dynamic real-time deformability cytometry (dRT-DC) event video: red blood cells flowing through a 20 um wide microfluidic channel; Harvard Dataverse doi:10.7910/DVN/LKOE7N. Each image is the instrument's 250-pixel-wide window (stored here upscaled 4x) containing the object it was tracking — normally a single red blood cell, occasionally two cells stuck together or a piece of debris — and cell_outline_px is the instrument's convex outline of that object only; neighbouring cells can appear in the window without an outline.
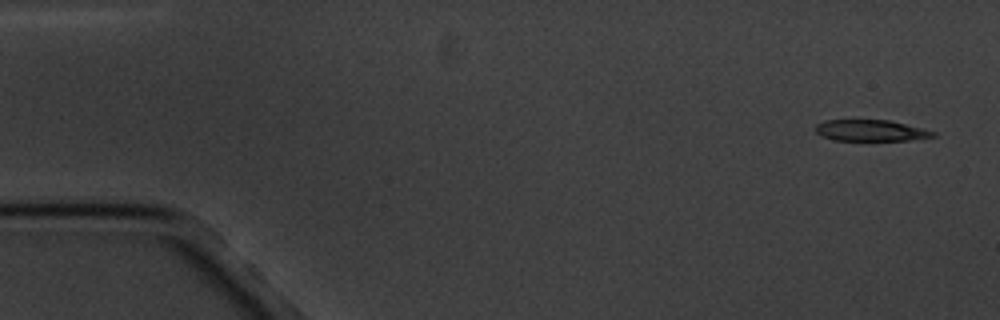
{"species": "common noctule bat (a hibernating species)", "species_latin": "Nyctalus noctula", "temperature_condition": "cold", "stored_images_in_passage": 5, "camera_frame_rate_fps": 3000, "um_per_image_px": 0.085, "animal": {"sex": "male", "body_mass_g": 20.1, "forearm_length_mm": 53.5}, "frame": {"image": 1, "passage_image": 1, "time_ms": 0.0, "image_size_px": [1000, 320], "cell_outline_px": [[936, 136], [908, 140], [832, 140], [820, 136], [816, 132], [816, 124], [824, 120], [888, 120], [936, 132]], "centroid_in_image_um": [73.95, 11.09], "position_along_channel_um": 11.0, "area_um2": 14.39}}
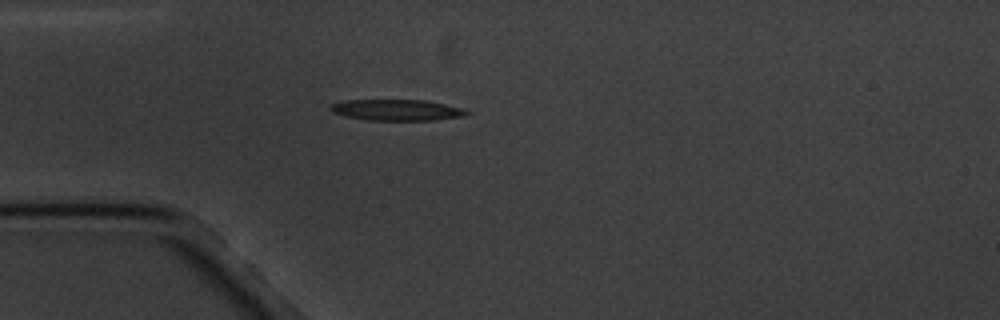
{"frame": {"image": 2, "passage_image": 5, "time_ms": 4.333, "image_size_px": [1000, 320], "cell_outline_px": [[472, 112], [464, 116], [436, 120], [368, 120], [344, 116], [332, 112], [328, 108], [332, 104], [344, 100], [424, 100], [444, 104], [460, 108]], "centroid_in_image_um": [33.7, 9.35], "position_along_channel_um": 51.3, "area_um2": 16.7}}